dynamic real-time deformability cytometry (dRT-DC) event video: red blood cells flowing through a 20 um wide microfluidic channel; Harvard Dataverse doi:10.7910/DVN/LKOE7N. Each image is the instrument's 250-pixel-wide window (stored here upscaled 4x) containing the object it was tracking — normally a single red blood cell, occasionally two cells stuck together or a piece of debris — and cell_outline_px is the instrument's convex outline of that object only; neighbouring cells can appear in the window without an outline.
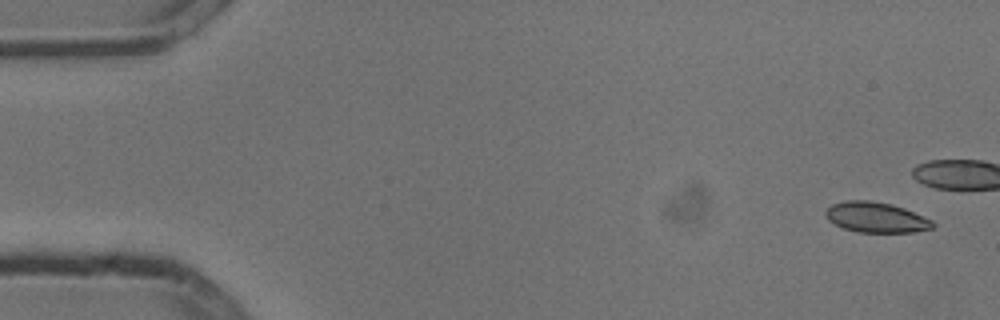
{"species": "common noctule bat (a hibernating species)", "species_latin": "Nyctalus noctula", "temperature_condition": "cold", "stored_images_in_passage": 4, "camera_frame_rate_fps": 3000, "um_per_image_px": 0.085, "animal": {"sex": "male", "body_mass_g": 13.3}, "frame": {"image": 1, "passage_image": 1, "time_ms": 0.0, "image_size_px": [1000, 320], "cell_outline_px": [[936, 224], [932, 228], [912, 232], [856, 232], [844, 228], [828, 220], [824, 212], [832, 204], [844, 200], [872, 200], [892, 204], [904, 208], [932, 220]], "centroid_in_image_um": [74.46, 18.46], "position_along_channel_um": 10.5, "area_um2": 18.96}}